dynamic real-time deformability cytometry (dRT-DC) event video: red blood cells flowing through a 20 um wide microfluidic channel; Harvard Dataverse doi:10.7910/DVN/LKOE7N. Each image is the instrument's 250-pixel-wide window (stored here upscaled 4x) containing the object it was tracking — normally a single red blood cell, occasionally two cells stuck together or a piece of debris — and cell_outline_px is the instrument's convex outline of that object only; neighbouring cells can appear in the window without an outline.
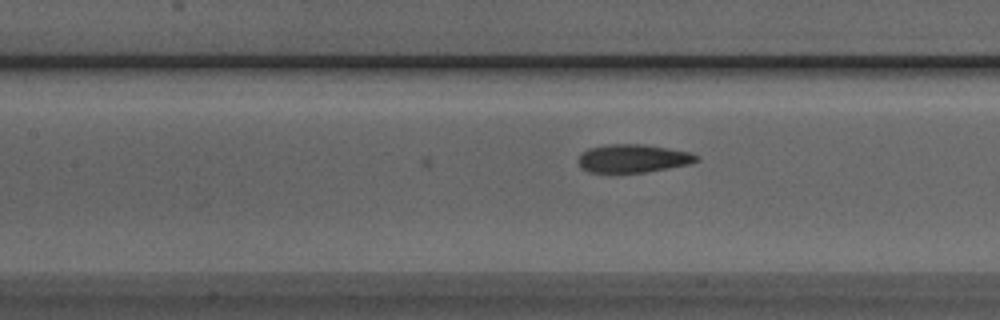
{"species": "Egyptian fruit bat (a non-hibernating species)", "species_latin": "Rousettus aegyptiacus", "temperature_condition": "room temperature", "stored_images_in_passage": 9, "camera_frame_rate_fps": 3000, "um_per_image_px": 0.085, "animal": {"sex": "male"}, "frame": {"image": 1, "passage_image": 9, "time_ms": 2.667, "image_size_px": [1000, 320], "cell_outline_px": [[700, 160], [692, 164], [644, 172], [588, 172], [580, 168], [580, 152], [588, 148], [608, 144], [644, 144], [692, 152], [700, 156]], "centroid_in_image_um": [53.86, 13.46], "position_along_channel_um": 153.5, "area_um2": 19.59}}